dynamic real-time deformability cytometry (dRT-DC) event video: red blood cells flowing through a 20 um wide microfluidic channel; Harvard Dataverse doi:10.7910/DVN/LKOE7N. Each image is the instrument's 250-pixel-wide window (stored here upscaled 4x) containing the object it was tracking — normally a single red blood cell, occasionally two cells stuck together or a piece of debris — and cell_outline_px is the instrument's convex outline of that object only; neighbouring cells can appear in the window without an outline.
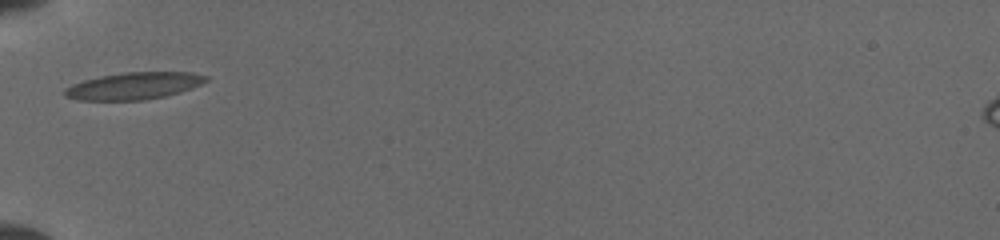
{"species": "common noctule bat (a hibernating species)", "species_latin": "Nyctalus noctula", "temperature_condition": "cold", "stored_images_in_passage": 1, "camera_frame_rate_fps": 3000, "um_per_image_px": 0.085, "animal": {"sex": "female", "body_mass_g": 19.5, "forearm_length_mm": 54.1}, "frame": {"image": 1, "passage_image": 1, "time_ms": 0.0, "image_size_px": [1000, 240], "cell_outline_px": [[208, 80], [200, 84], [180, 92], [164, 96], [144, 100], [76, 100], [64, 96], [64, 88], [72, 84], [84, 80], [100, 76], [124, 72], [192, 72], [208, 76]], "centroid_in_image_um": [11.35, 7.3], "position_along_channel_um": 73.7, "area_um2": 22.25}}